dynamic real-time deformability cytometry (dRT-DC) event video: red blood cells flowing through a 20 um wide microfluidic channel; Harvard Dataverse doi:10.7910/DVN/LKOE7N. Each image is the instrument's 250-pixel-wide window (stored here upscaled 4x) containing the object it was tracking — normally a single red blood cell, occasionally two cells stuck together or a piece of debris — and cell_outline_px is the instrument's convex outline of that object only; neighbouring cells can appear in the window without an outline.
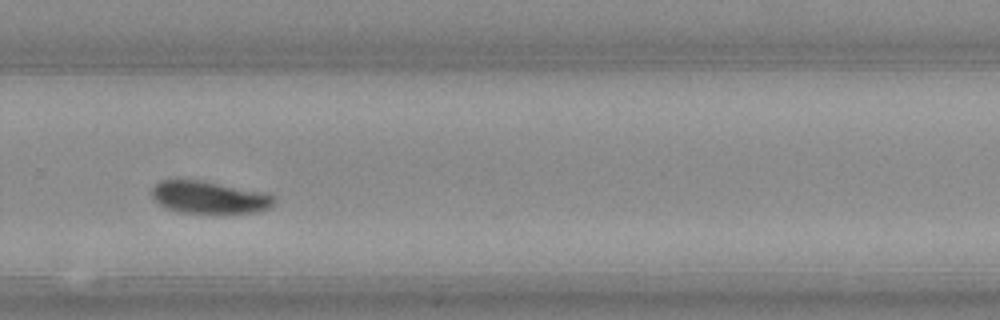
{"species": "Egyptian fruit bat (a non-hibernating species)", "species_latin": "Rousettus aegyptiacus", "temperature_condition": "warm", "stored_images_in_passage": 26, "camera_frame_rate_fps": 3000, "um_per_image_px": 0.085, "animal": {"sex": "female"}, "frame": {"image": 1, "passage_image": 19, "time_ms": 6.0, "image_size_px": [1000, 320], "cell_outline_px": [[272, 204], [268, 208], [260, 212], [224, 216], [212, 216], [180, 212], [164, 208], [152, 196], [152, 188], [160, 180], [200, 180], [264, 192], [272, 196]], "centroid_in_image_um": [17.78, 16.84], "position_along_channel_um": 312.0, "area_um2": 23.87}}